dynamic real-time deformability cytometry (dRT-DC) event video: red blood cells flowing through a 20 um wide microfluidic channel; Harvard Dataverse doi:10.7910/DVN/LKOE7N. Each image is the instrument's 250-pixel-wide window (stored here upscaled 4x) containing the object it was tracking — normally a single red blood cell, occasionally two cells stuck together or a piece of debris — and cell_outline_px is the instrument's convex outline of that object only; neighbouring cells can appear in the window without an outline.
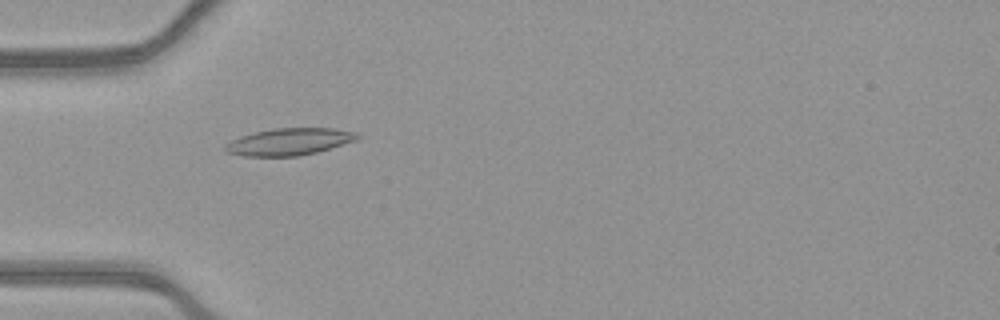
{"species": "common noctule bat (a hibernating species)", "species_latin": "Nyctalus noctula", "temperature_condition": "warm", "stored_images_in_passage": 49, "camera_frame_rate_fps": 3000, "um_per_image_px": 0.085, "animal": {"sex": "female", "body_mass_g": 21.9}, "frame": {"image": 1, "passage_image": 13, "time_ms": 4.0, "image_size_px": [1000, 320], "cell_outline_px": [[360, 136], [356, 140], [316, 152], [300, 156], [244, 156], [228, 152], [224, 148], [224, 144], [240, 136], [256, 132], [276, 128], [332, 128], [356, 132]], "centroid_in_image_um": [24.58, 12.04], "position_along_channel_um": 60.4, "area_um2": 20.58}}
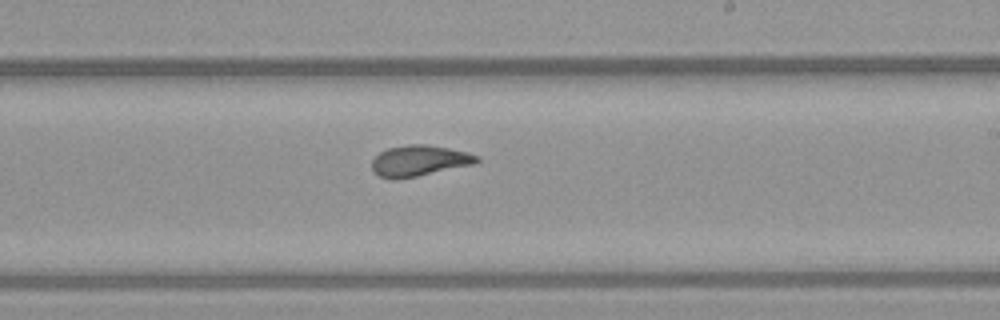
{"frame": {"image": 2, "passage_image": 28, "time_ms": 9.0, "image_size_px": [1000, 320], "cell_outline_px": [[480, 160], [476, 164], [396, 180], [392, 180], [380, 176], [372, 172], [372, 160], [380, 152], [388, 148], [408, 144], [424, 144], [448, 148], [468, 152], [480, 156]], "centroid_in_image_um": [35.64, 13.67], "position_along_channel_um": 253.4, "area_um2": 19.02}}
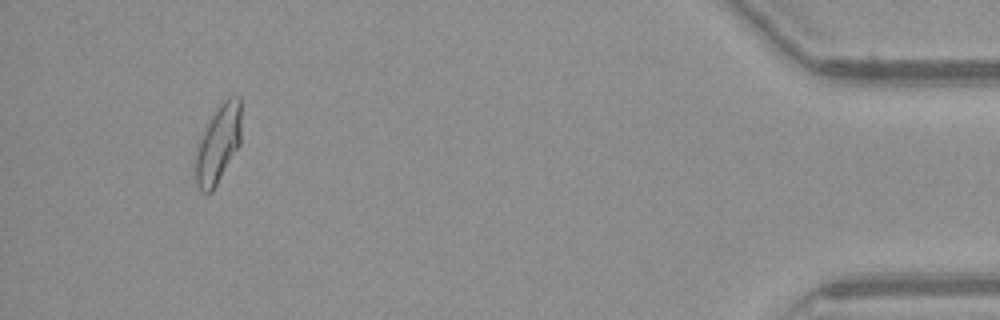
{"frame": {"image": 3, "passage_image": 46, "time_ms": 15.0, "image_size_px": [1000, 320], "cell_outline_px": [[240, 144], [212, 192], [200, 192], [196, 184], [196, 148], [216, 108], [228, 96], [240, 96]], "centroid_in_image_um": [18.55, 12.24], "position_along_channel_um": 416.6, "area_um2": 20.4}, "authors_computed_cell_mechanics": {"area_um2": 19.4786, "velocity_mm_per_s": 3.9088, "shape_relaxation_time_tau1_ms": 6.7612, "shape_relaxation_time_tau2_ms": 1.0527, "deformation_change_tau1": 0.2024, "deformation_change_tau2": 0.0662}}